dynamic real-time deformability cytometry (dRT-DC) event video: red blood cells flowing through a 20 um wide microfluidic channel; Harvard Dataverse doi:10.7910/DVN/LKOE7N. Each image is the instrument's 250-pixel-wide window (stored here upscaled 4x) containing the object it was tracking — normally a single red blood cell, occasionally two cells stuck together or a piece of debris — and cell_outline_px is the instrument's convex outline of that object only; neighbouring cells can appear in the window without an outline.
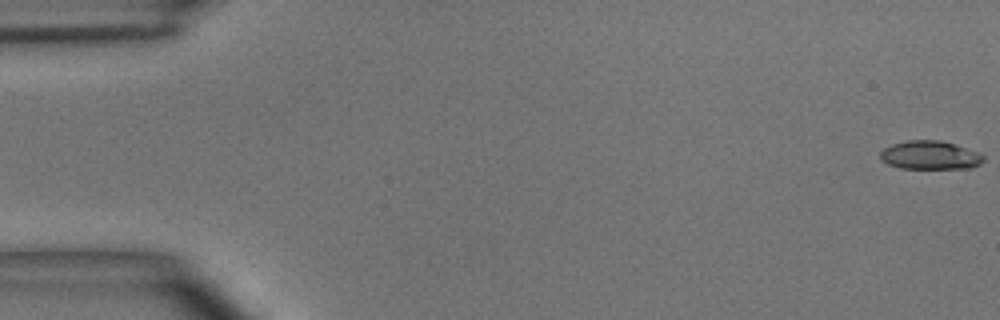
{"species": "common noctule bat (a hibernating species)", "species_latin": "Nyctalus noctula", "temperature_condition": "room temperature", "stored_images_in_passage": 7, "camera_frame_rate_fps": 3000, "um_per_image_px": 0.085, "animal": {"sex": "male", "body_mass_g": 15.6}, "frame": {"image": 1, "passage_image": 1, "time_ms": 0.0, "image_size_px": [1000, 320], "cell_outline_px": [[984, 160], [980, 164], [972, 168], [900, 168], [888, 164], [880, 156], [880, 152], [884, 148], [892, 144], [908, 140], [940, 140], [956, 144], [976, 152], [984, 156]], "centroid_in_image_um": [79.06, 13.18], "position_along_channel_um": 5.9, "area_um2": 17.05}}